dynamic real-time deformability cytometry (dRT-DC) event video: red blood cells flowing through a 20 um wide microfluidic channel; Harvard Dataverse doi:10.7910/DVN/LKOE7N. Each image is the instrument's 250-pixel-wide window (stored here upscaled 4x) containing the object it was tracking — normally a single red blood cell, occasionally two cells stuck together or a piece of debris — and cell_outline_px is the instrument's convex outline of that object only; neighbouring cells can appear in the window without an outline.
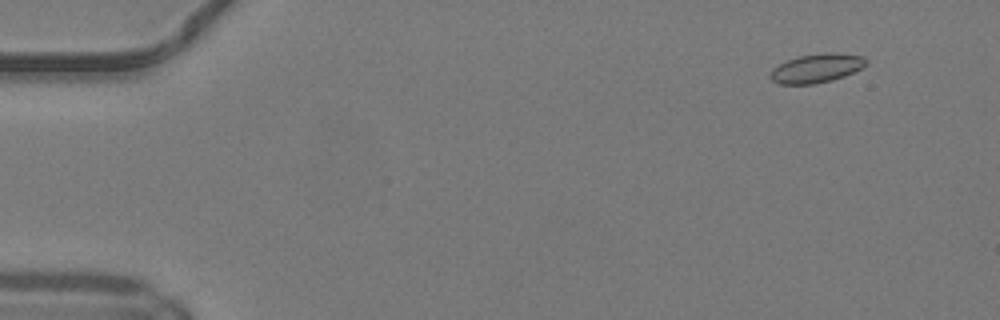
{"species": "common noctule bat (a hibernating species)", "species_latin": "Nyctalus noctula", "temperature_condition": "warm", "stored_images_in_passage": 51, "camera_frame_rate_fps": 3000, "um_per_image_px": 0.085, "animal": {"sex": "male", "body_mass_g": 19.2, "forearm_length_mm": 51.8}, "frame": {"image": 1, "passage_image": 5, "time_ms": 1.333, "image_size_px": [1000, 320], "cell_outline_px": [[868, 60], [860, 68], [844, 76], [832, 80], [816, 84], [780, 84], [772, 80], [768, 76], [772, 68], [788, 60], [800, 56], [824, 52], [832, 52], [864, 56]], "centroid_in_image_um": [69.38, 5.8], "position_along_channel_um": 15.6, "area_um2": 16.07}}
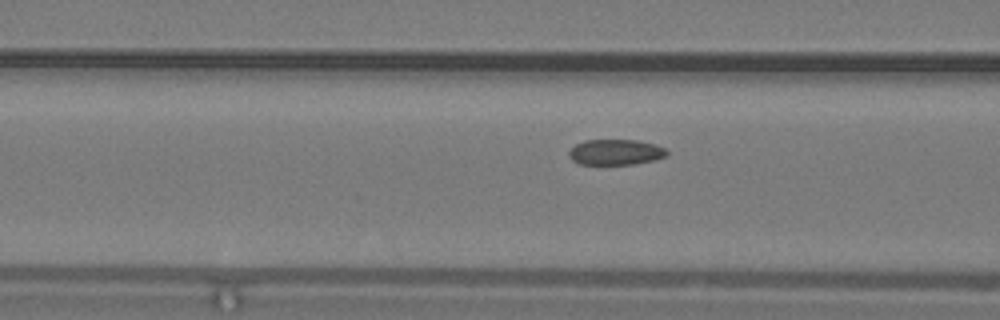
{"frame": {"image": 2, "passage_image": 21, "time_ms": 6.667, "image_size_px": [1000, 320], "cell_outline_px": [[668, 156], [656, 160], [632, 164], [580, 164], [572, 160], [568, 156], [568, 152], [576, 144], [584, 140], [636, 140], [656, 144], [664, 148], [668, 152]], "centroid_in_image_um": [52.35, 12.93], "position_along_channel_um": 114.3, "area_um2": 14.68}}
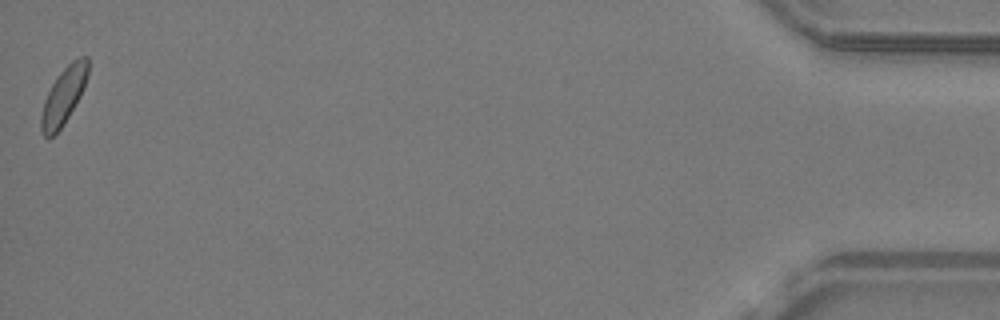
{"frame": {"image": 3, "passage_image": 51, "time_ms": 16.667, "image_size_px": [1000, 320], "cell_outline_px": [[88, 76], [84, 88], [80, 96], [68, 116], [60, 128], [48, 140], [40, 132], [40, 116], [44, 100], [52, 84], [60, 72], [72, 60], [80, 56], [88, 56]], "centroid_in_image_um": [5.39, 8.15], "position_along_channel_um": 429.8, "area_um2": 15.49}}